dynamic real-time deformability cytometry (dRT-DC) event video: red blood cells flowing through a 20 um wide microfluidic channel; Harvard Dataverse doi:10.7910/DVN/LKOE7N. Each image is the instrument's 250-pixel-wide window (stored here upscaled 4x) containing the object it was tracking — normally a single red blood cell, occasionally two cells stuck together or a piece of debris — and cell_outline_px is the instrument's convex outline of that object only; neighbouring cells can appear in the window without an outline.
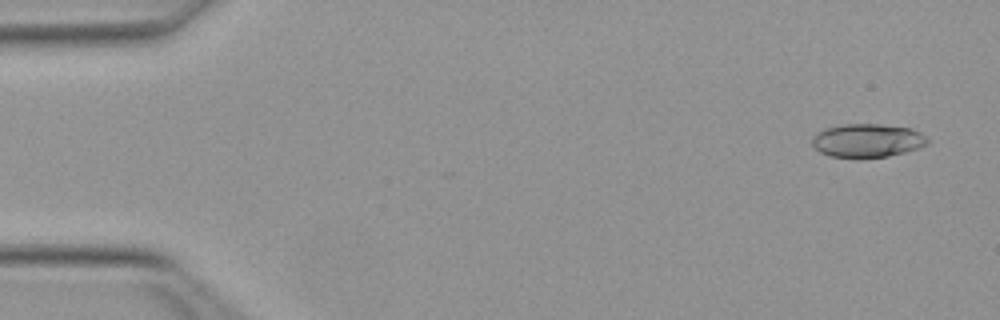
{"species": "Egyptian fruit bat (a non-hibernating species)", "species_latin": "Rousettus aegyptiacus", "temperature_condition": "warm", "stored_images_in_passage": 51, "camera_frame_rate_fps": 3000, "um_per_image_px": 0.085, "animal": {"sex": "female"}, "frame": {"image": 1, "passage_image": 3, "time_ms": 0.667, "image_size_px": [1000, 320], "cell_outline_px": [[928, 144], [920, 148], [888, 156], [860, 160], [828, 156], [820, 152], [812, 144], [812, 136], [816, 132], [824, 128], [844, 124], [880, 124], [912, 128], [920, 132], [928, 140]], "centroid_in_image_um": [73.69, 11.97], "position_along_channel_um": 11.3, "area_um2": 23.18}}
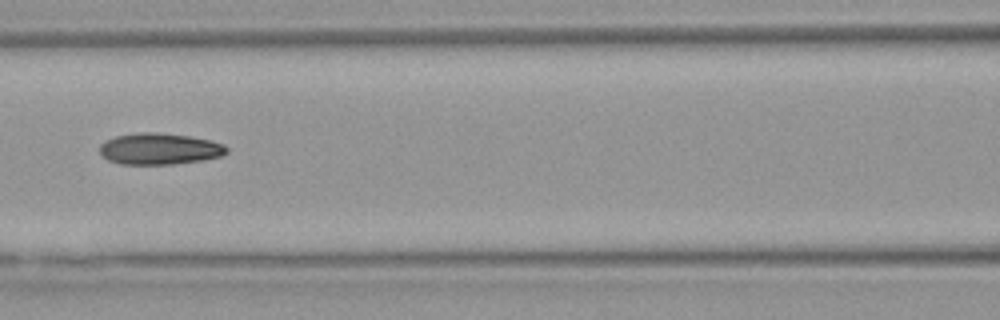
{"frame": {"image": 2, "passage_image": 23, "time_ms": 7.333, "image_size_px": [1000, 320], "cell_outline_px": [[228, 152], [220, 156], [204, 160], [172, 164], [120, 164], [108, 160], [100, 152], [100, 144], [104, 140], [116, 136], [140, 132], [160, 132], [188, 136], [212, 140], [224, 144], [228, 148]], "centroid_in_image_um": [13.57, 12.64], "position_along_channel_um": 153.0, "area_um2": 23.35}}
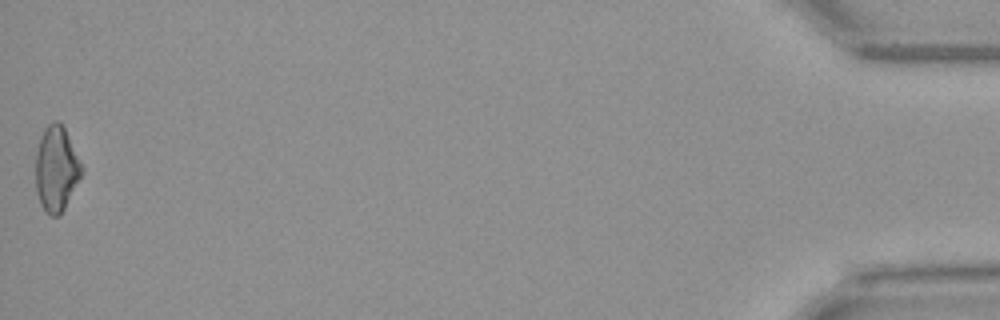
{"frame": {"image": 3, "passage_image": 51, "time_ms": 16.667, "image_size_px": [1000, 320], "cell_outline_px": [[84, 172], [60, 216], [52, 216], [40, 204], [36, 192], [36, 152], [40, 136], [44, 128], [52, 120], [60, 120], [84, 168]], "centroid_in_image_um": [4.79, 14.33], "position_along_channel_um": 430.4, "area_um2": 23.0}, "authors_computed_cell_mechanics": {"area_um2": 22.7732, "velocity_mm_per_s": 4.0373, "shape_relaxation_time_tau1_ms": 9.8578, "shape_relaxation_time_tau2_ms": 3.7289, "deformation_change_tau1": 0.247, "deformation_change_tau2": 0.1097}}